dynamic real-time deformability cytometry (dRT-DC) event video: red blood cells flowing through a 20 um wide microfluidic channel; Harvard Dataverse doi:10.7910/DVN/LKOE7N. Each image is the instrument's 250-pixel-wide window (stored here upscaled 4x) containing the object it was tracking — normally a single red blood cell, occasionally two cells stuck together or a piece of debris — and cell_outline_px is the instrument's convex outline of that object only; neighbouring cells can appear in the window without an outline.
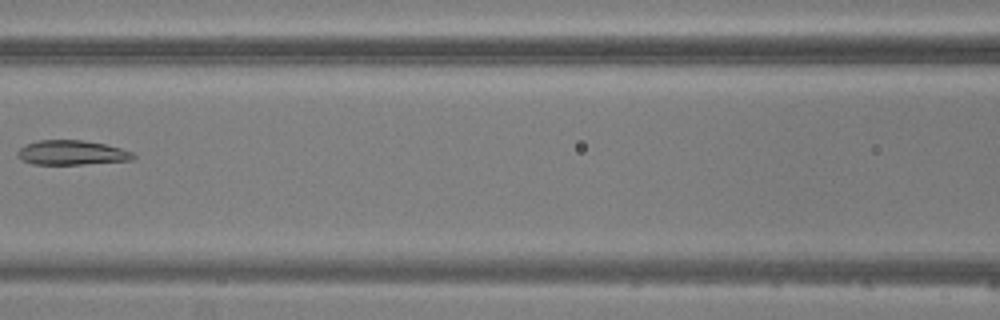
{"species": "common noctule bat (a hibernating species)", "species_latin": "Nyctalus noctula", "temperature_condition": "warm", "stored_images_in_passage": 6, "camera_frame_rate_fps": 3000, "um_per_image_px": 0.085, "animal": {"sex": "male", "body_mass_g": 20.5, "forearm_length_mm": 52.5}, "frame": {"image": 1, "passage_image": 6, "time_ms": 6.667, "image_size_px": [1000, 320], "cell_outline_px": [[136, 156], [132, 160], [84, 164], [32, 164], [20, 160], [16, 156], [16, 152], [20, 148], [36, 140], [80, 140], [104, 144], [120, 148], [132, 152]], "centroid_in_image_um": [6.06, 12.98], "position_along_channel_um": 160.5, "area_um2": 16.53}}